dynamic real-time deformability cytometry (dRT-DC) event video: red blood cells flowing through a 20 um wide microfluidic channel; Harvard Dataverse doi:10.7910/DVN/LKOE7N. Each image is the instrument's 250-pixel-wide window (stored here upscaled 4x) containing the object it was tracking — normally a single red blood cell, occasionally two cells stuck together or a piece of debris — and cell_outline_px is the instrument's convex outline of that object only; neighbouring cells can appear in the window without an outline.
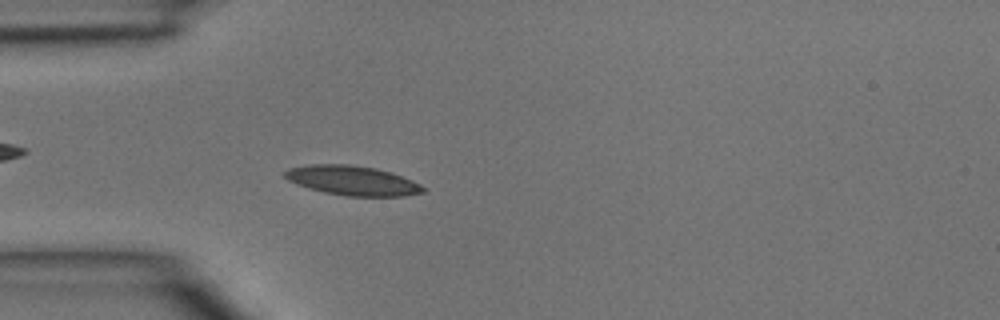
{"species": "common noctule bat (a hibernating species)", "species_latin": "Nyctalus noctula", "temperature_condition": "room temperature", "stored_images_in_passage": 45, "camera_frame_rate_fps": 3000, "um_per_image_px": 0.085, "animal": {"sex": "male", "body_mass_g": 15.6}, "frame": {"image": 1, "passage_image": 12, "time_ms": 3.667, "image_size_px": [1000, 320], "cell_outline_px": [[424, 192], [404, 196], [344, 196], [324, 192], [308, 188], [296, 184], [288, 180], [284, 176], [284, 172], [288, 168], [308, 164], [352, 164], [376, 168], [392, 172], [412, 180], [420, 184], [424, 188]], "centroid_in_image_um": [29.93, 15.34], "position_along_channel_um": 55.1, "area_um2": 23.99}}
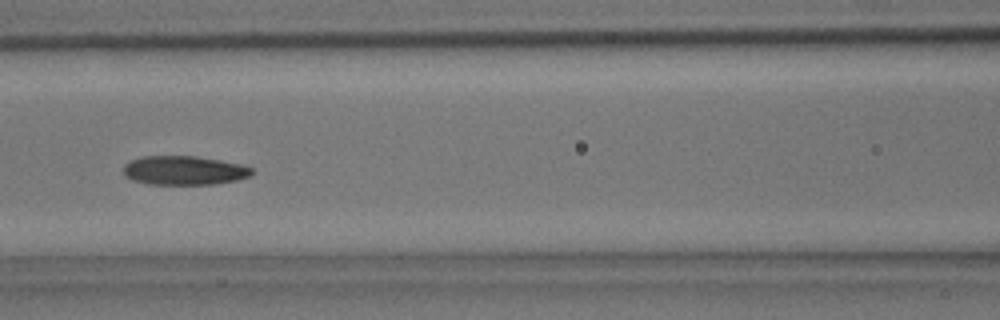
{"frame": {"image": 2, "passage_image": 19, "time_ms": 6.0, "image_size_px": [1000, 320], "cell_outline_px": [[252, 172], [248, 176], [236, 180], [212, 184], [148, 184], [132, 180], [124, 176], [124, 164], [128, 160], [140, 156], [196, 156], [220, 160], [240, 164], [252, 168]], "centroid_in_image_um": [15.58, 14.47], "position_along_channel_um": 151.0, "area_um2": 21.73}}
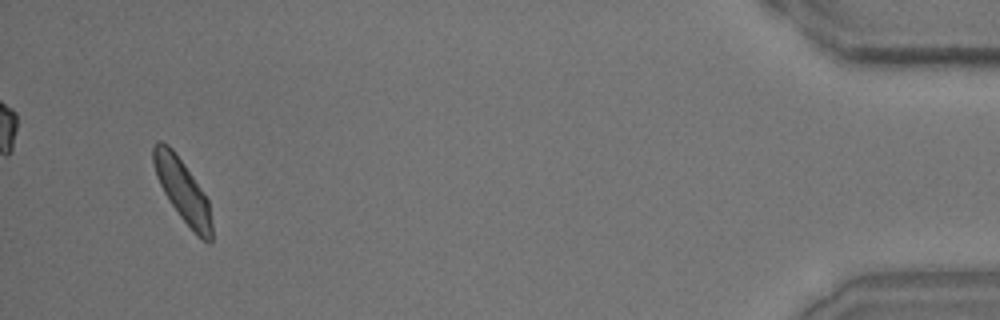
{"frame": {"image": 3, "passage_image": 43, "time_ms": 14.0, "image_size_px": [1000, 320], "cell_outline_px": [[212, 244], [208, 244], [196, 236], [180, 216], [164, 192], [156, 176], [152, 160], [152, 148], [160, 140], [168, 144], [172, 148], [184, 164], [208, 200], [212, 224]], "centroid_in_image_um": [15.53, 16.23], "position_along_channel_um": 419.7, "area_um2": 21.1}}